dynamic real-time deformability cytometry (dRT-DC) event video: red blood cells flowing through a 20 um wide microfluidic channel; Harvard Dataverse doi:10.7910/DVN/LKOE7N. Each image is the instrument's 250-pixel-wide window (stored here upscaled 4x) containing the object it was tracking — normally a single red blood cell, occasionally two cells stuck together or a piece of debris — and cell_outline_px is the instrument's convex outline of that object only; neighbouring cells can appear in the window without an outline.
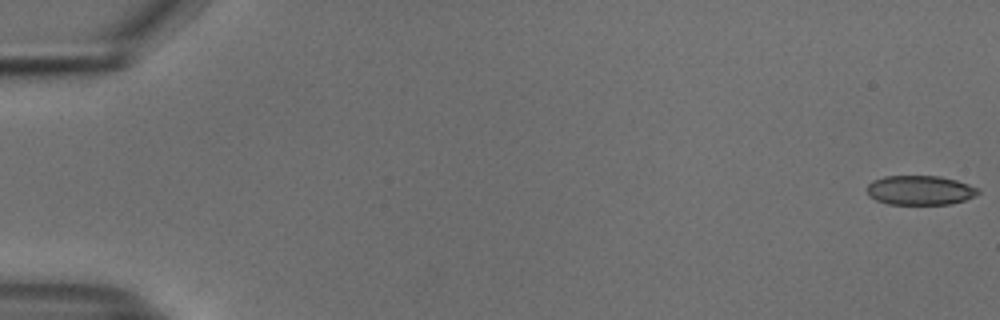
{"species": "common noctule bat (a hibernating species)", "species_latin": "Nyctalus noctula", "temperature_condition": "cold", "stored_images_in_passage": 55, "camera_frame_rate_fps": 3000, "um_per_image_px": 0.085, "animal": {"sex": "male", "body_mass_g": 18.8}, "frame": {"image": 1, "passage_image": 1, "time_ms": 0.0, "image_size_px": [1000, 320], "cell_outline_px": [[980, 192], [976, 196], [952, 204], [888, 204], [876, 200], [868, 196], [864, 188], [872, 180], [884, 176], [940, 176], [956, 180], [980, 188]], "centroid_in_image_um": [78.18, 16.17], "position_along_channel_um": 6.8, "area_um2": 19.36}}
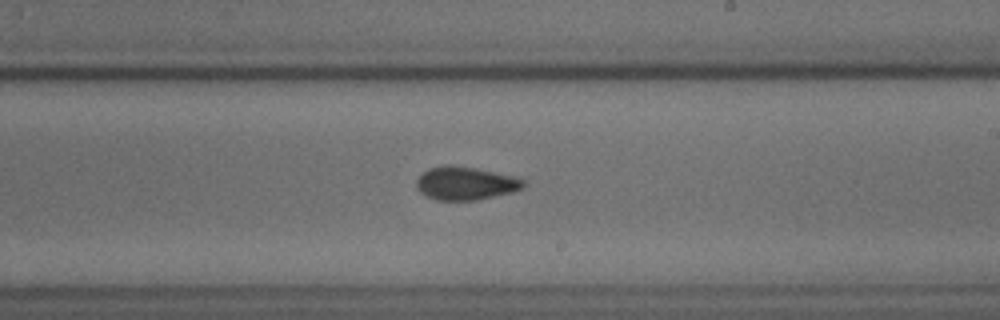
{"frame": {"image": 2, "passage_image": 33, "time_ms": 10.667, "image_size_px": [1000, 320], "cell_outline_px": [[524, 188], [512, 192], [476, 200], [436, 200], [420, 192], [416, 188], [416, 180], [428, 168], [444, 164], [448, 164], [476, 168], [516, 176], [524, 180]], "centroid_in_image_um": [39.57, 15.57], "position_along_channel_um": 249.4, "area_um2": 20.81}}
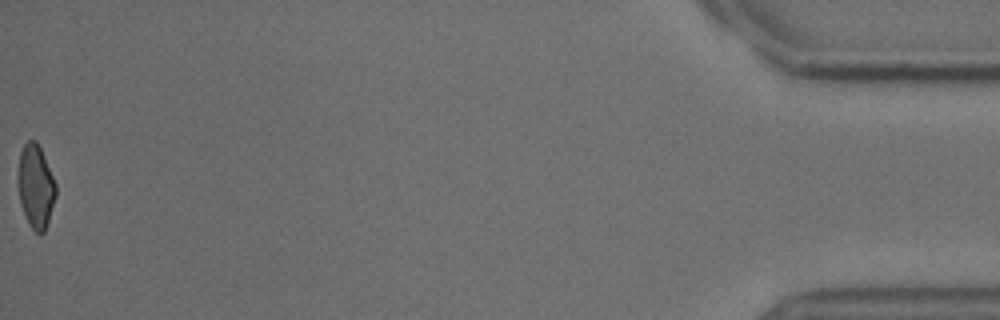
{"frame": {"image": 3, "passage_image": 55, "time_ms": 18.0, "image_size_px": [1000, 320], "cell_outline_px": [[56, 196], [44, 232], [40, 236], [28, 224], [20, 204], [20, 152], [24, 144], [28, 140], [36, 140], [44, 156], [56, 184]], "centroid_in_image_um": [3.06, 15.88], "position_along_channel_um": 432.1, "area_um2": 17.86}, "authors_computed_cell_mechanics": {"area_um2": 19.941, "velocity_mm_per_s": 3.7515, "shape_relaxation_time_tau1_ms": 4.9736, "shape_relaxation_time_tau2_ms": 2.3086, "deformation_change_tau1": 0.1131, "deformation_change_tau2": 0.0623}}